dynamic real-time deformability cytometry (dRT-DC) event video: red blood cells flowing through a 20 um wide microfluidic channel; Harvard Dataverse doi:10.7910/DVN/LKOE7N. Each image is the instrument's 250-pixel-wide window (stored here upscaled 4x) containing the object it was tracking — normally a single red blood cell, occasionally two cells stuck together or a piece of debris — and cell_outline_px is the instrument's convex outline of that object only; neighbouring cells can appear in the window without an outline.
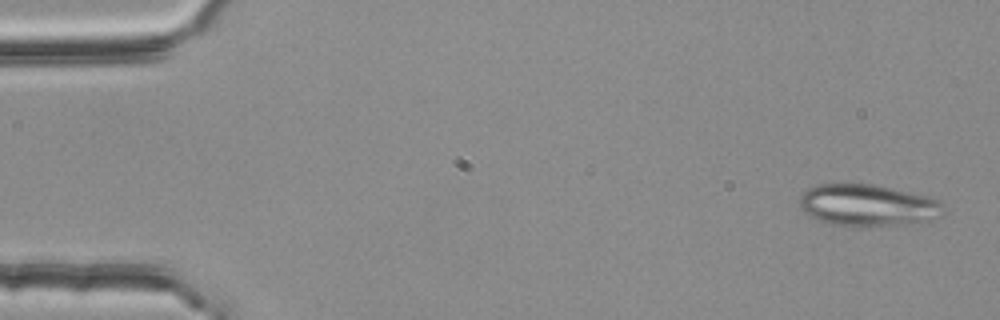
{"species": "common noctule bat (a hibernating species)", "species_latin": "Nyctalus noctula", "temperature_condition": "room temperature", "stored_images_in_passage": 4, "camera_frame_rate_fps": 3000, "um_per_image_px": 0.085, "animal": {"sex": "female", "body_mass_g": 25.1}, "frame": {"image": 1, "passage_image": 1, "time_ms": 0.0, "image_size_px": [1000, 320], "cell_outline_px": [[940, 216], [932, 220], [892, 224], [832, 224], [808, 216], [800, 208], [800, 196], [808, 188], [816, 184], [872, 184], [928, 196], [940, 200]], "centroid_in_image_um": [73.69, 17.4], "position_along_channel_um": 11.3, "area_um2": 33.93}}